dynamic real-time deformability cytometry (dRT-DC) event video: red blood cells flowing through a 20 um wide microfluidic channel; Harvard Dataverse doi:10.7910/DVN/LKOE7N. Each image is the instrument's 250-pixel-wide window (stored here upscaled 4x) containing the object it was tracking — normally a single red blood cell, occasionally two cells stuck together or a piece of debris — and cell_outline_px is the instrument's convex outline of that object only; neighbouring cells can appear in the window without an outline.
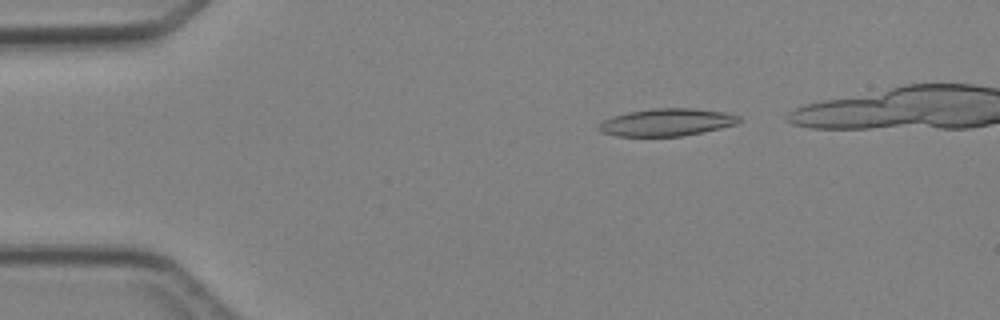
{"species": "Egyptian fruit bat (a non-hibernating species)", "species_latin": "Rousettus aegyptiacus", "temperature_condition": "cold", "stored_images_in_passage": 4, "camera_frame_rate_fps": 3000, "um_per_image_px": 0.085, "animal": {"sex": "female"}, "frame": {"image": 1, "passage_image": 1, "time_ms": 0.0, "image_size_px": [1000, 320], "cell_outline_px": [[744, 120], [736, 124], [704, 132], [684, 136], [616, 136], [600, 132], [596, 128], [596, 124], [612, 116], [628, 112], [652, 108], [692, 108], [728, 112], [740, 116]], "centroid_in_image_um": [56.68, 10.39], "position_along_channel_um": 28.3, "area_um2": 22.83}}
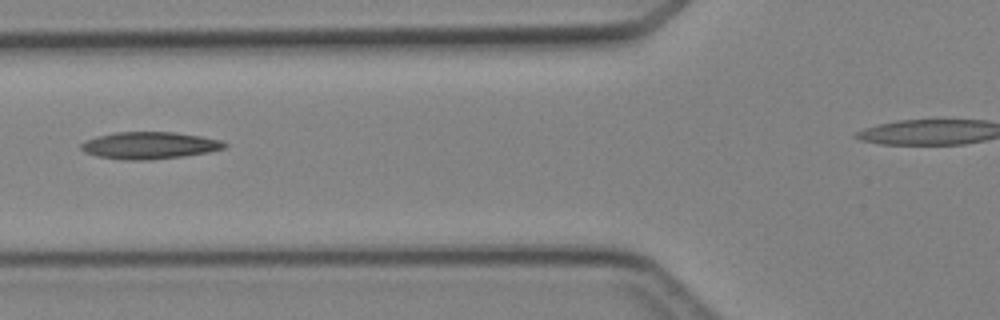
{"frame": {"image": 2, "passage_image": 4, "time_ms": 3.333, "image_size_px": [1000, 320], "cell_outline_px": [[228, 144], [224, 148], [208, 152], [184, 156], [148, 160], [124, 160], [96, 156], [84, 152], [80, 148], [80, 144], [84, 140], [96, 136], [116, 132], [176, 132], [200, 136], [220, 140]], "centroid_in_image_um": [12.66, 12.36], "position_along_channel_um": 113.1, "area_um2": 22.72}}